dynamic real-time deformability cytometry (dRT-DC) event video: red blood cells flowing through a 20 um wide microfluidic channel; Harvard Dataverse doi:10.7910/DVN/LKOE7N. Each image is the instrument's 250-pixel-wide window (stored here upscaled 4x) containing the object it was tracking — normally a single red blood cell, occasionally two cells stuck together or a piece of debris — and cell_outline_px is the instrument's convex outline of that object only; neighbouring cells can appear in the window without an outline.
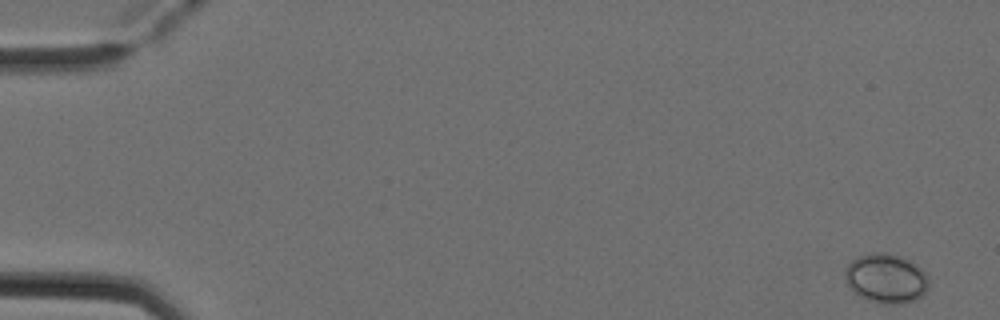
{"species": "Egyptian fruit bat (a non-hibernating species)", "species_latin": "Rousettus aegyptiacus", "temperature_condition": "cold", "stored_images_in_passage": 5, "camera_frame_rate_fps": 3000, "um_per_image_px": 0.085, "animal": {"sex": "female"}, "frame": {"image": 1, "passage_image": 1, "time_ms": 0.0, "image_size_px": [1000, 320], "cell_outline_px": [[928, 284], [924, 292], [916, 300], [900, 304], [884, 304], [868, 300], [860, 296], [848, 284], [844, 276], [844, 268], [856, 256], [868, 252], [888, 252], [912, 260], [928, 276]], "centroid_in_image_um": [75.3, 23.63], "position_along_channel_um": 9.7, "area_um2": 24.33}}